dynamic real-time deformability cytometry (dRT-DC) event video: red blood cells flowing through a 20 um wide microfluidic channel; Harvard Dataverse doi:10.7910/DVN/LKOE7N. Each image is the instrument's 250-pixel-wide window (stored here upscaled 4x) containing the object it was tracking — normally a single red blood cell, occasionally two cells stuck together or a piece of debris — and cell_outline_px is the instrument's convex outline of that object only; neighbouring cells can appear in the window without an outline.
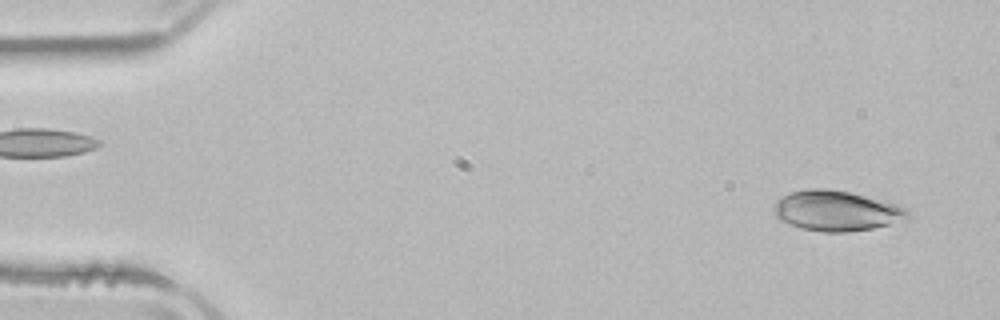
{"species": "common noctule bat (a hibernating species)", "species_latin": "Nyctalus noctula", "temperature_condition": "room temperature", "stored_images_in_passage": 51, "camera_frame_rate_fps": 3000, "um_per_image_px": 0.085, "animal": {"sex": "male", "body_mass_g": 21.5, "forearm_length_mm": 52.0}, "frame": {"image": 1, "passage_image": 2, "time_ms": 0.333, "image_size_px": [1000, 320], "cell_outline_px": [[908, 216], [888, 224], [872, 228], [848, 232], [824, 232], [800, 228], [788, 224], [780, 220], [776, 216], [772, 208], [776, 200], [780, 196], [792, 192], [808, 188], [828, 188], [888, 200], [908, 208]], "centroid_in_image_um": [71.05, 17.9], "position_along_channel_um": 13.9, "area_um2": 31.62}}
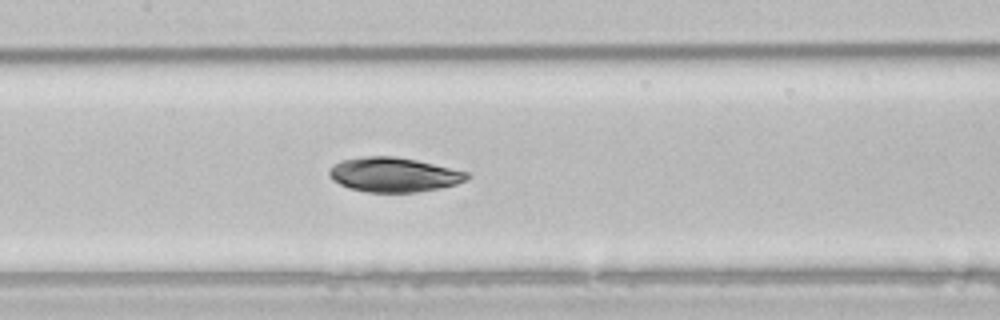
{"frame": {"image": 2, "passage_image": 23, "time_ms": 7.333, "image_size_px": [1000, 320], "cell_outline_px": [[472, 176], [468, 180], [456, 184], [440, 188], [416, 192], [368, 192], [348, 188], [332, 180], [328, 176], [328, 172], [340, 160], [364, 156], [396, 156], [416, 160], [468, 172]], "centroid_in_image_um": [33.48, 14.85], "position_along_channel_um": 173.9, "area_um2": 27.74}}
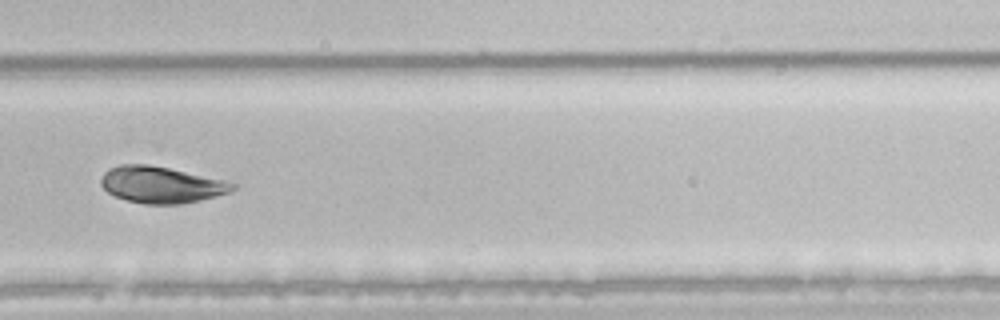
{"frame": {"image": 3, "passage_image": 34, "time_ms": 11.0, "image_size_px": [1000, 320], "cell_outline_px": [[236, 188], [228, 192], [216, 196], [200, 200], [180, 204], [144, 204], [128, 200], [116, 196], [108, 192], [100, 184], [100, 180], [104, 172], [108, 168], [120, 164], [148, 164], [168, 168], [224, 180], [236, 184]], "centroid_in_image_um": [13.67, 15.7], "position_along_channel_um": 316.1, "area_um2": 27.8}, "authors_computed_cell_mechanics": {"area_um2": 29.8248, "velocity_mm_per_s": 3.893, "shape_relaxation_time_tau1_ms": 3.1668, "shape_relaxation_time_tau2_ms": 6.4566, "deformation_change_tau1": 0.0615, "deformation_change_tau2": 0.0843}}